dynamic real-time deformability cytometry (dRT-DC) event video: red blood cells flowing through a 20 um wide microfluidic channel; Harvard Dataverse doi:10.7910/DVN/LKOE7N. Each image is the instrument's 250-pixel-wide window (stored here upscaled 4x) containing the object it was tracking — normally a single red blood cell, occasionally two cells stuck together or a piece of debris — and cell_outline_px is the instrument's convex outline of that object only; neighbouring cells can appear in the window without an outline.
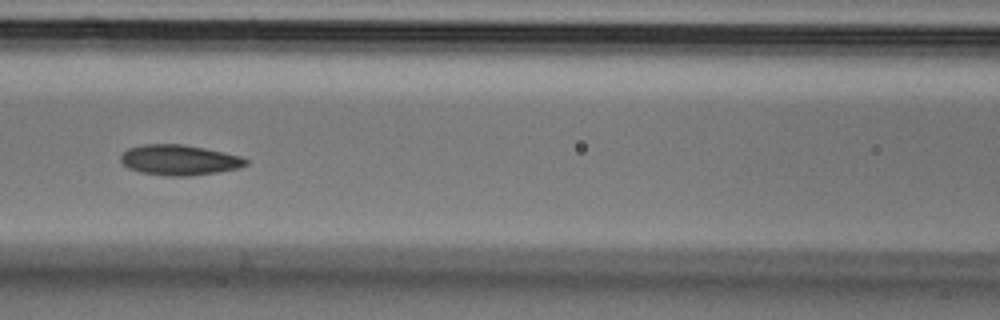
{"species": "Egyptian fruit bat (a non-hibernating species)", "species_latin": "Rousettus aegyptiacus", "temperature_condition": "cold", "stored_images_in_passage": 9, "camera_frame_rate_fps": 3000, "um_per_image_px": 0.085, "animal": {"sex": "male"}, "frame": {"image": 1, "passage_image": 6, "time_ms": 1.667, "image_size_px": [1000, 320], "cell_outline_px": [[248, 164], [240, 168], [216, 172], [188, 176], [164, 176], [140, 172], [128, 168], [120, 160], [120, 156], [128, 148], [144, 144], [184, 144], [224, 152], [240, 156], [248, 160]], "centroid_in_image_um": [15.23, 13.6], "position_along_channel_um": 151.4, "area_um2": 22.2}}
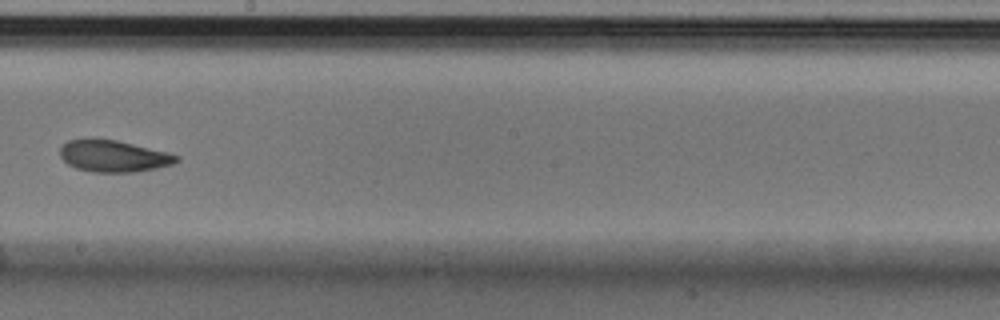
{"frame": {"image": 2, "passage_image": 8, "time_ms": 2.333, "image_size_px": [1000, 320], "cell_outline_px": [[180, 160], [172, 164], [156, 168], [132, 172], [92, 172], [76, 168], [68, 164], [60, 156], [60, 148], [68, 140], [116, 140], [168, 152], [180, 156]], "centroid_in_image_um": [9.68, 13.28], "position_along_channel_um": 238.5, "area_um2": 21.15}}
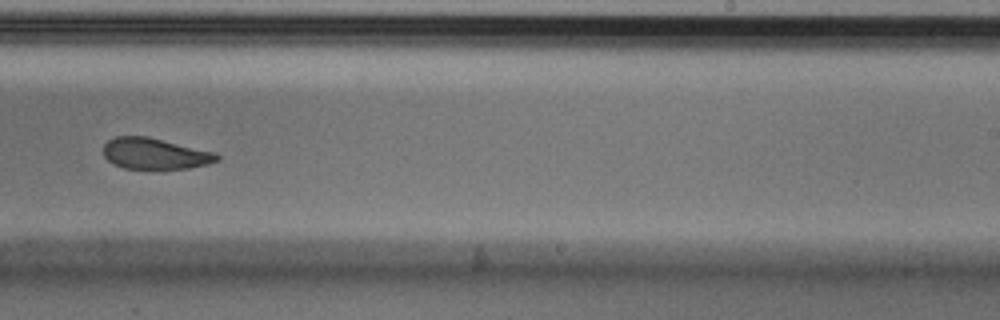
{"frame": {"image": 3, "passage_image": 9, "time_ms": 2.667, "image_size_px": [1000, 320], "cell_outline_px": [[220, 160], [208, 164], [188, 168], [124, 168], [112, 164], [104, 156], [104, 144], [108, 140], [116, 136], [148, 136], [216, 152], [220, 156]], "centroid_in_image_um": [13.18, 13.05], "position_along_channel_um": 275.8, "area_um2": 20.63}}